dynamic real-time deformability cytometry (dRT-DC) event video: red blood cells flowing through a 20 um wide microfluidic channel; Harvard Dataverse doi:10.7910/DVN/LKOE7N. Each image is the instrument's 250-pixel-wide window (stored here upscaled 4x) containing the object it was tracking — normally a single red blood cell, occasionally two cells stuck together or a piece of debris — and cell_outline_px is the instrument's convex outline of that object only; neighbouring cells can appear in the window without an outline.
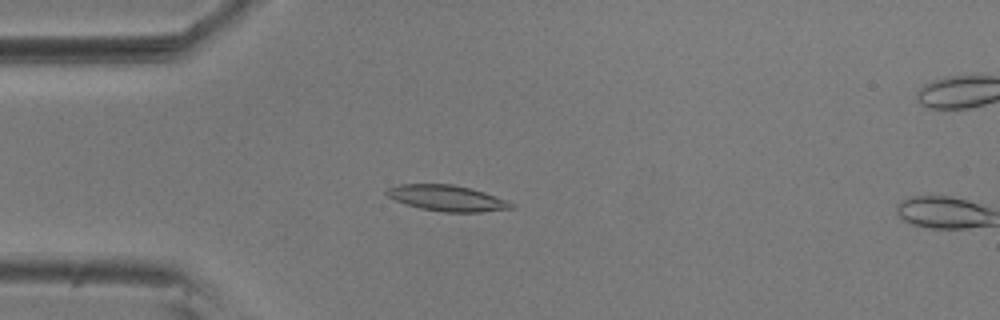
{"species": "common noctule bat (a hibernating species)", "species_latin": "Nyctalus noctula", "temperature_condition": "room temperature", "stored_images_in_passage": 14, "camera_frame_rate_fps": 3000, "um_per_image_px": 0.085, "animal": {"sex": "male", "body_mass_g": 20.5, "forearm_length_mm": 52.5}, "frame": {"image": 1, "passage_image": 12, "time_ms": 3.667, "image_size_px": [1000, 320], "cell_outline_px": [[516, 208], [480, 212], [444, 212], [420, 208], [396, 200], [388, 196], [384, 192], [388, 188], [400, 184], [452, 184], [484, 192], [516, 204]], "centroid_in_image_um": [38.03, 16.84], "position_along_channel_um": 47.0, "area_um2": 18.61}}